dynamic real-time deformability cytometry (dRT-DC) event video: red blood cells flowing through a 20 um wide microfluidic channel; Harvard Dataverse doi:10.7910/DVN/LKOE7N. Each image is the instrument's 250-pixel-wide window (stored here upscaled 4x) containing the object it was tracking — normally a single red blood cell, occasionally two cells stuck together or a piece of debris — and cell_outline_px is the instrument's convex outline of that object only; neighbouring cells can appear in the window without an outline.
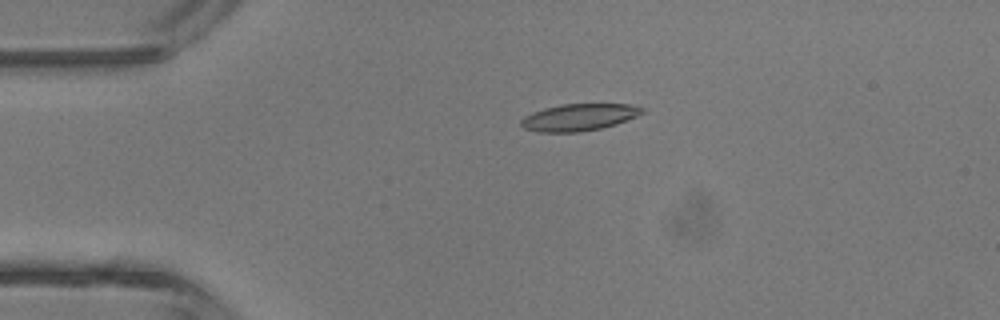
{"species": "common noctule bat (a hibernating species)", "species_latin": "Nyctalus noctula", "temperature_condition": "room temperature", "stored_images_in_passage": 4, "camera_frame_rate_fps": 3000, "um_per_image_px": 0.085, "animal": {"sex": "male", "body_mass_g": 13.3}, "frame": {"image": 1, "passage_image": 4, "time_ms": 3.333, "image_size_px": [1000, 320], "cell_outline_px": [[644, 112], [636, 116], [616, 124], [600, 128], [580, 132], [536, 132], [524, 128], [520, 124], [520, 120], [524, 116], [532, 112], [544, 108], [564, 104], [628, 104], [644, 108]], "centroid_in_image_um": [49.17, 9.97], "position_along_channel_um": 35.8, "area_um2": 18.96}}